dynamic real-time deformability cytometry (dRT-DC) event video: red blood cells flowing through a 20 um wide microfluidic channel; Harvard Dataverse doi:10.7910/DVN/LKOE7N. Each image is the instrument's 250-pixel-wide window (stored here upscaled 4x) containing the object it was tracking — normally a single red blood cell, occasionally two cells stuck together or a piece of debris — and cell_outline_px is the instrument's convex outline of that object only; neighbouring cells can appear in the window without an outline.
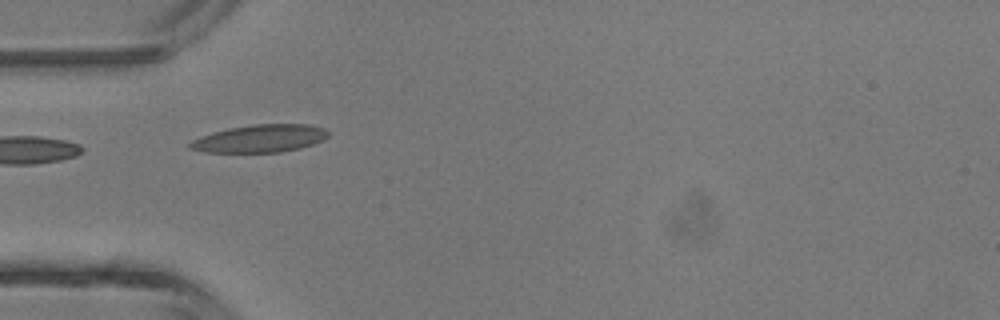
{"species": "common noctule bat (a hibernating species)", "species_latin": "Nyctalus noctula", "temperature_condition": "room temperature", "stored_images_in_passage": 4, "camera_frame_rate_fps": 3000, "um_per_image_px": 0.085, "animal": {"sex": "male", "body_mass_g": 13.3}, "frame": {"image": 1, "passage_image": 4, "time_ms": 3.333, "image_size_px": [1000, 320], "cell_outline_px": [[328, 136], [324, 140], [300, 148], [280, 152], [204, 152], [188, 148], [188, 144], [192, 140], [200, 136], [212, 132], [228, 128], [252, 124], [308, 124], [324, 128], [328, 132]], "centroid_in_image_um": [22.08, 11.77], "position_along_channel_um": 62.9, "area_um2": 22.37}}